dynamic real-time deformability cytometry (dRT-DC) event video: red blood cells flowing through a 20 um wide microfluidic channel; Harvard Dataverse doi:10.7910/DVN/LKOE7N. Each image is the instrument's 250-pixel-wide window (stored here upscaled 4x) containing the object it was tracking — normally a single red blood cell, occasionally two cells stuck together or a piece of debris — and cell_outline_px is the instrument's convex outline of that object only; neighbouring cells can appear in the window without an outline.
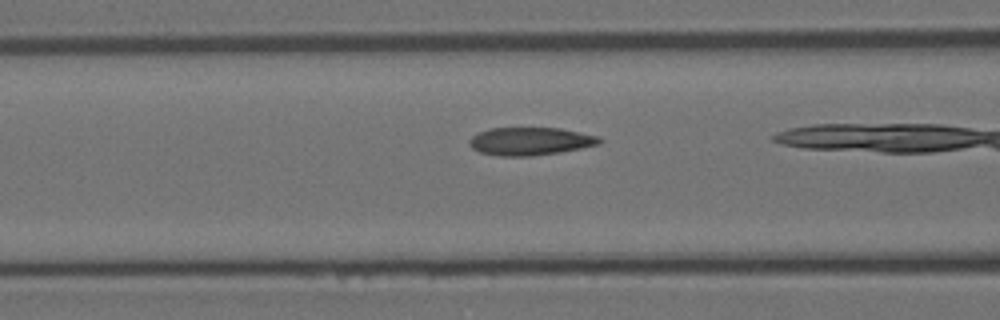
{"species": "Egyptian fruit bat (a non-hibernating species)", "species_latin": "Rousettus aegyptiacus", "temperature_condition": "room temperature", "stored_images_in_passage": 27, "camera_frame_rate_fps": 3000, "um_per_image_px": 0.085, "animal": {"sex": "female"}, "frame": {"image": 1, "passage_image": 19, "time_ms": 6.0, "image_size_px": [1000, 320], "cell_outline_px": [[604, 140], [600, 144], [560, 152], [532, 156], [500, 156], [480, 152], [472, 148], [468, 144], [468, 140], [472, 136], [480, 132], [492, 128], [560, 128], [600, 136]], "centroid_in_image_um": [45.09, 12.01], "position_along_channel_um": 121.5, "area_um2": 21.21}}
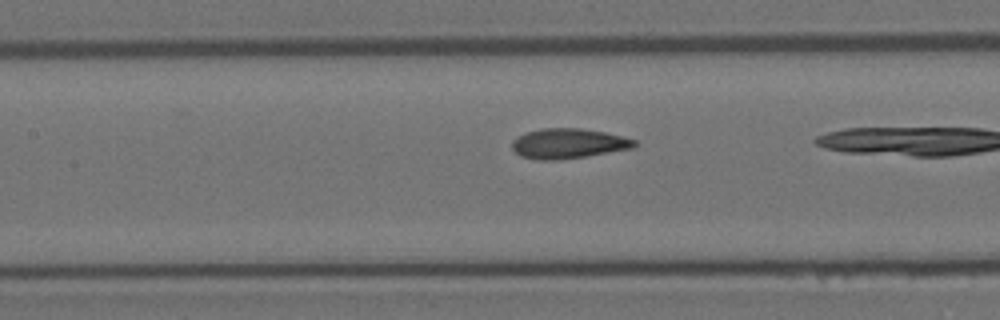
{"frame": {"image": 2, "passage_image": 22, "time_ms": 7.0, "image_size_px": [1000, 320], "cell_outline_px": [[636, 144], [632, 148], [584, 156], [556, 160], [540, 160], [520, 156], [512, 148], [512, 140], [516, 136], [524, 132], [540, 128], [580, 128], [604, 132], [636, 140]], "centroid_in_image_um": [48.23, 12.18], "position_along_channel_um": 159.2, "area_um2": 21.27}}
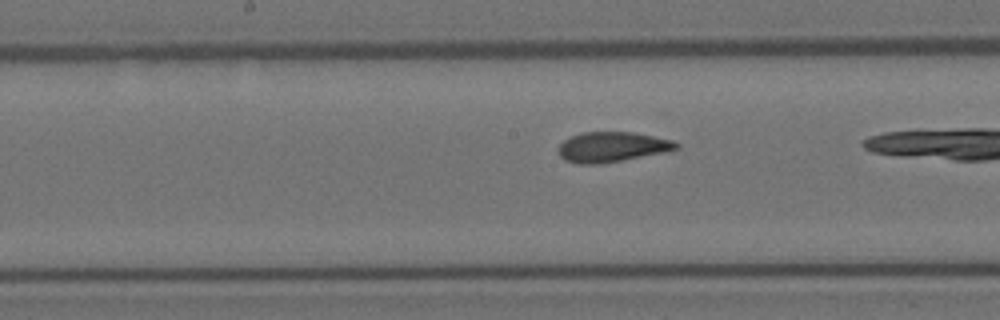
{"frame": {"image": 3, "passage_image": 25, "time_ms": 8.0, "image_size_px": [1000, 320], "cell_outline_px": [[680, 148], [664, 152], [604, 164], [576, 164], [564, 160], [560, 156], [560, 144], [564, 140], [580, 132], [632, 132], [672, 140], [680, 144]], "centroid_in_image_um": [52.02, 12.5], "position_along_channel_um": 196.2, "area_um2": 20.69}}